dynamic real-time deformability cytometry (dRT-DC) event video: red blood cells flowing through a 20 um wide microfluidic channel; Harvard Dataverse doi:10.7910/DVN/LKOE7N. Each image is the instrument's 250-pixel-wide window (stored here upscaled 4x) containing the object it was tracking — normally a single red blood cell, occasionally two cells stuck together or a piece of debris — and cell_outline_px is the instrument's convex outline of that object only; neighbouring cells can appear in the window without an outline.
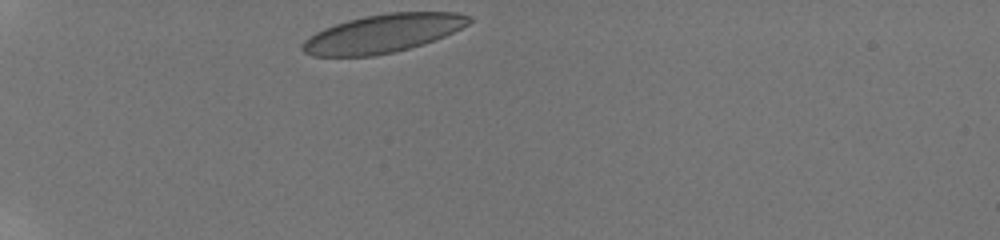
{"species": "human", "species_latin": "Homo sapiens", "temperature_condition": "room temperature", "stored_images_in_passage": 33, "camera_frame_rate_fps": 3000, "um_per_image_px": 0.085, "donor": {"sex": "male"}, "frame": {"image": 1, "passage_image": 1, "time_ms": 0.0, "image_size_px": [1000, 240], "cell_outline_px": [[472, 20], [468, 24], [444, 36], [424, 44], [376, 56], [312, 56], [304, 52], [300, 48], [300, 44], [308, 36], [324, 28], [348, 20], [364, 16], [388, 12], [456, 12], [472, 16]], "centroid_in_image_um": [32.52, 2.84], "position_along_channel_um": 52.5, "area_um2": 37.22}}
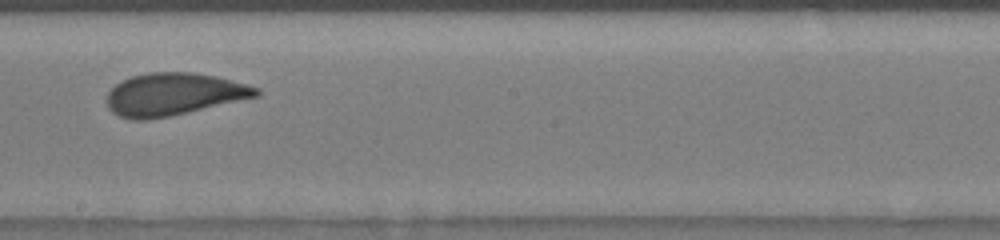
{"frame": {"image": 2, "passage_image": 18, "time_ms": 5.667, "image_size_px": [1000, 240], "cell_outline_px": [[260, 96], [168, 116], [144, 120], [132, 120], [120, 116], [112, 112], [108, 108], [108, 92], [116, 84], [132, 76], [148, 72], [192, 72], [216, 76], [248, 84], [260, 88]], "centroid_in_image_um": [14.78, 8.0], "position_along_channel_um": 233.4, "area_um2": 36.76}}
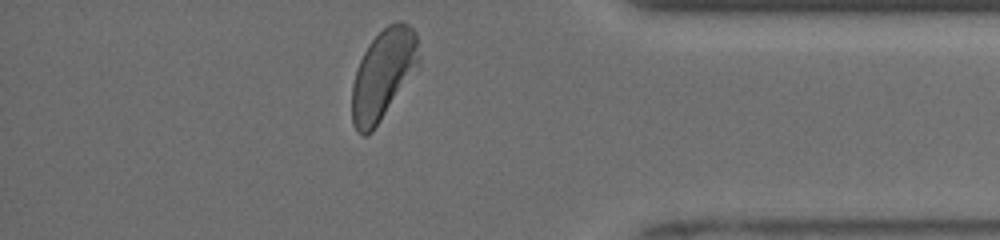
{"frame": {"image": 3, "passage_image": 32, "time_ms": 10.333, "image_size_px": [1000, 240], "cell_outline_px": [[420, 68], [372, 132], [364, 136], [360, 136], [356, 132], [352, 124], [352, 84], [360, 60], [368, 44], [388, 24], [396, 20], [400, 20], [408, 24], [416, 32], [420, 56]], "centroid_in_image_um": [32.6, 6.34], "position_along_channel_um": 402.6, "area_um2": 35.84}, "authors_computed_cell_mechanics": {"area_um2": 37.1076, "velocity_mm_per_s": 3.9318, "shape_relaxation_time_tau1_ms": 3.4944, "shape_relaxation_time_tau2_ms": 0.7685, "deformation_change_tau1": 0.1391, "deformation_change_tau2": 0.0474}}